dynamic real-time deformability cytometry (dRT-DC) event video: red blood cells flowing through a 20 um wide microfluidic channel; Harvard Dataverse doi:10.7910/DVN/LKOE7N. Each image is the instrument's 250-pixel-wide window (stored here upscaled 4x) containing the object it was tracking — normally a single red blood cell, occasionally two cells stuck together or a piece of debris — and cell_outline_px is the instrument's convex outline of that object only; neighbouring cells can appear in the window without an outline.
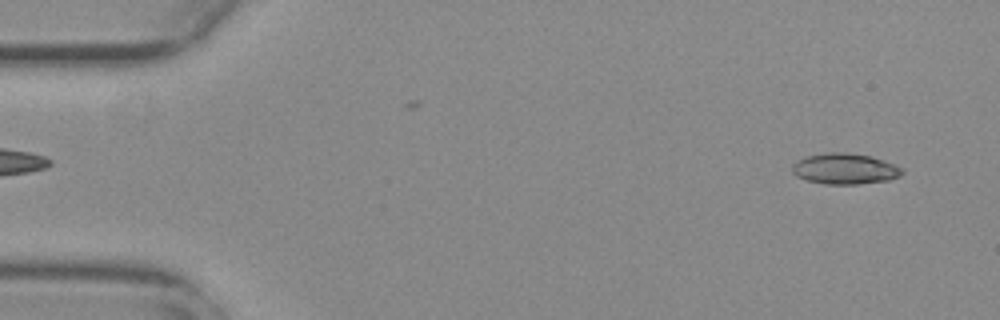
{"species": "common noctule bat (a hibernating species)", "species_latin": "Nyctalus noctula", "temperature_condition": "warm", "stored_images_in_passage": 54, "camera_frame_rate_fps": 3000, "um_per_image_px": 0.085, "animal": {"sex": "female", "body_mass_g": 29.2, "forearm_length_mm": 56.3}, "frame": {"image": 1, "passage_image": 3, "time_ms": 0.667, "image_size_px": [1000, 320], "cell_outline_px": [[904, 172], [900, 176], [888, 180], [856, 184], [824, 184], [808, 180], [796, 176], [792, 172], [792, 164], [808, 156], [828, 152], [848, 152], [872, 156], [884, 160], [904, 168]], "centroid_in_image_um": [71.85, 14.34], "position_along_channel_um": 13.1, "area_um2": 19.77}}
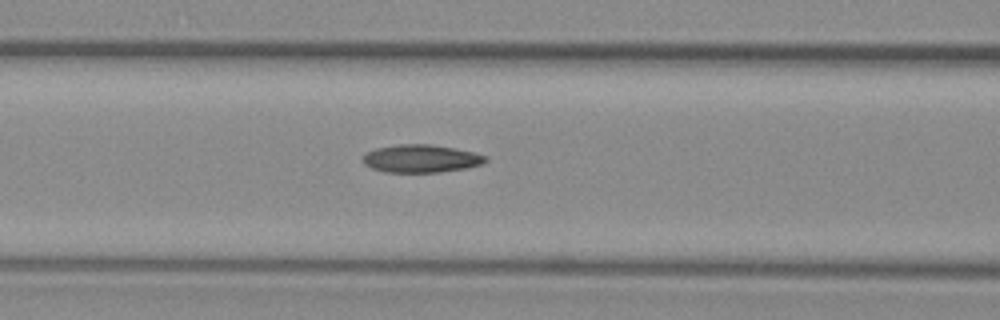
{"frame": {"image": 2, "passage_image": 22, "time_ms": 7.0, "image_size_px": [1000, 320], "cell_outline_px": [[488, 160], [484, 164], [464, 168], [440, 172], [384, 172], [372, 168], [364, 164], [364, 156], [368, 152], [376, 148], [400, 144], [428, 144], [452, 148], [472, 152], [488, 156]], "centroid_in_image_um": [35.81, 13.48], "position_along_channel_um": 130.8, "area_um2": 19.71}}
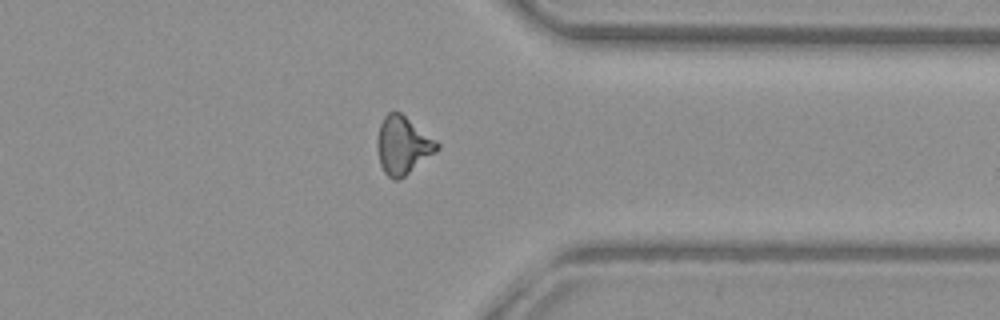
{"frame": {"image": 3, "passage_image": 42, "time_ms": 13.667, "image_size_px": [1000, 320], "cell_outline_px": [[440, 148], [436, 152], [404, 176], [396, 180], [392, 180], [384, 172], [380, 164], [376, 148], [376, 140], [380, 124], [384, 116], [388, 112], [400, 112], [436, 140], [440, 144]], "centroid_in_image_um": [34.22, 12.35], "position_along_channel_um": 377.2, "area_um2": 20.11}, "authors_computed_cell_mechanics": {"area_um2": 19.5364, "velocity_mm_per_s": 3.7968, "shape_relaxation_time_tau1_ms": null, "shape_relaxation_time_tau2_ms": 3.5436, "deformation_change_tau1": null, "deformation_change_tau2": 0.1251}}